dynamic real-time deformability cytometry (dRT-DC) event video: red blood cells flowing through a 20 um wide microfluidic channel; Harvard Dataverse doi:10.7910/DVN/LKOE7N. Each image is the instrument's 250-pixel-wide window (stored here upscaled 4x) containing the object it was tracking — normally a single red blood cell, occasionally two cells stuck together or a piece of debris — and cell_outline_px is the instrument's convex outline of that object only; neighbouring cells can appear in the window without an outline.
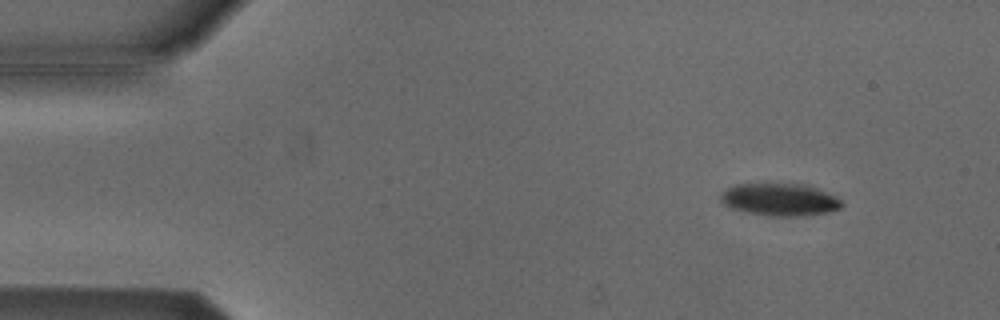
{"species": "Egyptian fruit bat (a non-hibernating species)", "species_latin": "Rousettus aegyptiacus", "temperature_condition": "cold", "stored_images_in_passage": 4, "camera_frame_rate_fps": 3000, "um_per_image_px": 0.085, "animal": {"sex": "male"}, "frame": {"image": 1, "passage_image": 1, "time_ms": 0.0, "image_size_px": [1000, 320], "cell_outline_px": [[844, 204], [840, 208], [828, 212], [800, 216], [776, 216], [748, 212], [732, 208], [724, 204], [720, 200], [720, 192], [736, 184], [804, 184], [816, 188], [836, 196]], "centroid_in_image_um": [66.28, 16.96], "position_along_channel_um": 18.7, "area_um2": 22.66}}
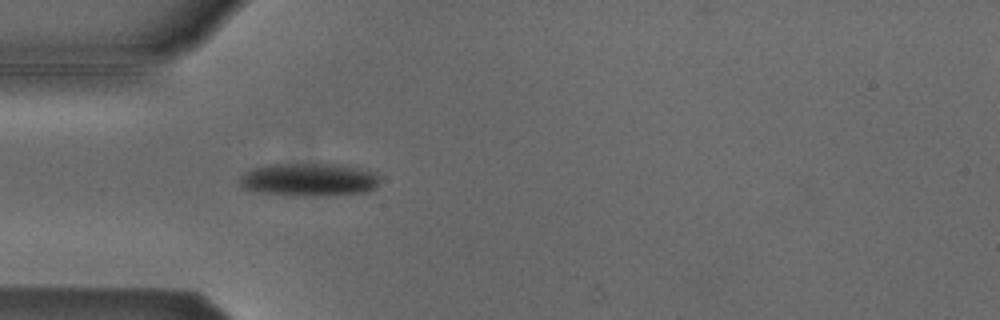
{"frame": {"image": 2, "passage_image": 4, "time_ms": 1.0, "image_size_px": [1000, 320], "cell_outline_px": [[380, 180], [376, 188], [368, 192], [328, 196], [292, 196], [260, 192], [244, 188], [240, 184], [240, 176], [256, 168], [272, 164], [336, 164], [360, 168], [376, 172], [380, 176]], "centroid_in_image_um": [26.36, 15.29], "position_along_channel_um": 58.6, "area_um2": 27.17}}